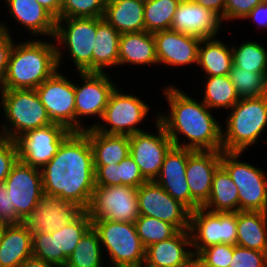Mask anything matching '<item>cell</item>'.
<instances>
[{"mask_svg": "<svg viewBox=\"0 0 267 267\" xmlns=\"http://www.w3.org/2000/svg\"><path fill=\"white\" fill-rule=\"evenodd\" d=\"M179 2H192V0H177Z\"/></svg>", "mask_w": 267, "mask_h": 267, "instance_id": "cell-56", "label": "cell"}, {"mask_svg": "<svg viewBox=\"0 0 267 267\" xmlns=\"http://www.w3.org/2000/svg\"><path fill=\"white\" fill-rule=\"evenodd\" d=\"M117 168V185L138 188L147 181L131 155L123 159Z\"/></svg>", "mask_w": 267, "mask_h": 267, "instance_id": "cell-43", "label": "cell"}, {"mask_svg": "<svg viewBox=\"0 0 267 267\" xmlns=\"http://www.w3.org/2000/svg\"><path fill=\"white\" fill-rule=\"evenodd\" d=\"M153 117L155 132L146 130L129 136L130 155L147 181H155L166 154L174 146L164 126L158 121V112Z\"/></svg>", "mask_w": 267, "mask_h": 267, "instance_id": "cell-13", "label": "cell"}, {"mask_svg": "<svg viewBox=\"0 0 267 267\" xmlns=\"http://www.w3.org/2000/svg\"><path fill=\"white\" fill-rule=\"evenodd\" d=\"M266 0H226L225 23L243 19L260 3Z\"/></svg>", "mask_w": 267, "mask_h": 267, "instance_id": "cell-47", "label": "cell"}, {"mask_svg": "<svg viewBox=\"0 0 267 267\" xmlns=\"http://www.w3.org/2000/svg\"><path fill=\"white\" fill-rule=\"evenodd\" d=\"M222 151H194L186 164L191 197L202 207L209 199L212 180L221 165Z\"/></svg>", "mask_w": 267, "mask_h": 267, "instance_id": "cell-22", "label": "cell"}, {"mask_svg": "<svg viewBox=\"0 0 267 267\" xmlns=\"http://www.w3.org/2000/svg\"><path fill=\"white\" fill-rule=\"evenodd\" d=\"M19 267H56L50 263L44 262L42 259L31 256L24 260Z\"/></svg>", "mask_w": 267, "mask_h": 267, "instance_id": "cell-53", "label": "cell"}, {"mask_svg": "<svg viewBox=\"0 0 267 267\" xmlns=\"http://www.w3.org/2000/svg\"><path fill=\"white\" fill-rule=\"evenodd\" d=\"M183 267H206L205 264L198 258V256L193 255V257L183 266Z\"/></svg>", "mask_w": 267, "mask_h": 267, "instance_id": "cell-54", "label": "cell"}, {"mask_svg": "<svg viewBox=\"0 0 267 267\" xmlns=\"http://www.w3.org/2000/svg\"><path fill=\"white\" fill-rule=\"evenodd\" d=\"M243 20L255 22L260 29H267V0L258 4Z\"/></svg>", "mask_w": 267, "mask_h": 267, "instance_id": "cell-50", "label": "cell"}, {"mask_svg": "<svg viewBox=\"0 0 267 267\" xmlns=\"http://www.w3.org/2000/svg\"><path fill=\"white\" fill-rule=\"evenodd\" d=\"M33 256L57 267L55 231L32 235Z\"/></svg>", "mask_w": 267, "mask_h": 267, "instance_id": "cell-42", "label": "cell"}, {"mask_svg": "<svg viewBox=\"0 0 267 267\" xmlns=\"http://www.w3.org/2000/svg\"><path fill=\"white\" fill-rule=\"evenodd\" d=\"M144 2L106 0L103 18L120 34L145 31Z\"/></svg>", "mask_w": 267, "mask_h": 267, "instance_id": "cell-28", "label": "cell"}, {"mask_svg": "<svg viewBox=\"0 0 267 267\" xmlns=\"http://www.w3.org/2000/svg\"><path fill=\"white\" fill-rule=\"evenodd\" d=\"M193 255L189 229L179 230L171 238L148 246L143 266L183 267Z\"/></svg>", "mask_w": 267, "mask_h": 267, "instance_id": "cell-24", "label": "cell"}, {"mask_svg": "<svg viewBox=\"0 0 267 267\" xmlns=\"http://www.w3.org/2000/svg\"><path fill=\"white\" fill-rule=\"evenodd\" d=\"M229 267H267V252L234 245V253Z\"/></svg>", "mask_w": 267, "mask_h": 267, "instance_id": "cell-44", "label": "cell"}, {"mask_svg": "<svg viewBox=\"0 0 267 267\" xmlns=\"http://www.w3.org/2000/svg\"><path fill=\"white\" fill-rule=\"evenodd\" d=\"M234 253V245L217 244L203 249L197 256L206 267H229Z\"/></svg>", "mask_w": 267, "mask_h": 267, "instance_id": "cell-41", "label": "cell"}, {"mask_svg": "<svg viewBox=\"0 0 267 267\" xmlns=\"http://www.w3.org/2000/svg\"><path fill=\"white\" fill-rule=\"evenodd\" d=\"M120 35L104 18H97V32L94 40L96 45H94L92 53V72H106L112 67L117 68Z\"/></svg>", "mask_w": 267, "mask_h": 267, "instance_id": "cell-29", "label": "cell"}, {"mask_svg": "<svg viewBox=\"0 0 267 267\" xmlns=\"http://www.w3.org/2000/svg\"><path fill=\"white\" fill-rule=\"evenodd\" d=\"M71 133V130L57 123L27 131L15 140L19 160L41 169L55 156Z\"/></svg>", "mask_w": 267, "mask_h": 267, "instance_id": "cell-15", "label": "cell"}, {"mask_svg": "<svg viewBox=\"0 0 267 267\" xmlns=\"http://www.w3.org/2000/svg\"><path fill=\"white\" fill-rule=\"evenodd\" d=\"M0 19V88L4 85V80L6 77L8 57L11 51V48L14 44L13 34L9 28V24H6L5 21ZM8 24V26H7Z\"/></svg>", "mask_w": 267, "mask_h": 267, "instance_id": "cell-46", "label": "cell"}, {"mask_svg": "<svg viewBox=\"0 0 267 267\" xmlns=\"http://www.w3.org/2000/svg\"><path fill=\"white\" fill-rule=\"evenodd\" d=\"M134 224L145 248L156 242L167 240L179 231L172 224L145 215H140Z\"/></svg>", "mask_w": 267, "mask_h": 267, "instance_id": "cell-39", "label": "cell"}, {"mask_svg": "<svg viewBox=\"0 0 267 267\" xmlns=\"http://www.w3.org/2000/svg\"><path fill=\"white\" fill-rule=\"evenodd\" d=\"M192 2L203 6L217 14L225 23V2L226 0H192Z\"/></svg>", "mask_w": 267, "mask_h": 267, "instance_id": "cell-51", "label": "cell"}, {"mask_svg": "<svg viewBox=\"0 0 267 267\" xmlns=\"http://www.w3.org/2000/svg\"><path fill=\"white\" fill-rule=\"evenodd\" d=\"M137 199L140 215L163 220L178 230L189 229L190 210L155 181H146L138 187Z\"/></svg>", "mask_w": 267, "mask_h": 267, "instance_id": "cell-16", "label": "cell"}, {"mask_svg": "<svg viewBox=\"0 0 267 267\" xmlns=\"http://www.w3.org/2000/svg\"><path fill=\"white\" fill-rule=\"evenodd\" d=\"M9 18L23 27L30 38H54L56 19L36 0H4Z\"/></svg>", "mask_w": 267, "mask_h": 267, "instance_id": "cell-23", "label": "cell"}, {"mask_svg": "<svg viewBox=\"0 0 267 267\" xmlns=\"http://www.w3.org/2000/svg\"><path fill=\"white\" fill-rule=\"evenodd\" d=\"M18 147L15 140L2 138L0 140V183L5 182L12 166L18 161Z\"/></svg>", "mask_w": 267, "mask_h": 267, "instance_id": "cell-45", "label": "cell"}, {"mask_svg": "<svg viewBox=\"0 0 267 267\" xmlns=\"http://www.w3.org/2000/svg\"><path fill=\"white\" fill-rule=\"evenodd\" d=\"M92 227L87 210H82L62 229L55 230L57 267H64L83 235Z\"/></svg>", "mask_w": 267, "mask_h": 267, "instance_id": "cell-33", "label": "cell"}, {"mask_svg": "<svg viewBox=\"0 0 267 267\" xmlns=\"http://www.w3.org/2000/svg\"><path fill=\"white\" fill-rule=\"evenodd\" d=\"M96 32L97 18L57 19L54 41L58 69L61 70V64L67 54L70 57L69 61L74 64L72 67L76 68V73L92 72V53L96 45L94 43Z\"/></svg>", "mask_w": 267, "mask_h": 267, "instance_id": "cell-6", "label": "cell"}, {"mask_svg": "<svg viewBox=\"0 0 267 267\" xmlns=\"http://www.w3.org/2000/svg\"><path fill=\"white\" fill-rule=\"evenodd\" d=\"M42 5L56 20L61 13L62 0H36Z\"/></svg>", "mask_w": 267, "mask_h": 267, "instance_id": "cell-52", "label": "cell"}, {"mask_svg": "<svg viewBox=\"0 0 267 267\" xmlns=\"http://www.w3.org/2000/svg\"><path fill=\"white\" fill-rule=\"evenodd\" d=\"M106 0H62L59 18H103Z\"/></svg>", "mask_w": 267, "mask_h": 267, "instance_id": "cell-40", "label": "cell"}, {"mask_svg": "<svg viewBox=\"0 0 267 267\" xmlns=\"http://www.w3.org/2000/svg\"><path fill=\"white\" fill-rule=\"evenodd\" d=\"M233 66L253 73H267V48L260 42L247 40L232 43Z\"/></svg>", "mask_w": 267, "mask_h": 267, "instance_id": "cell-36", "label": "cell"}, {"mask_svg": "<svg viewBox=\"0 0 267 267\" xmlns=\"http://www.w3.org/2000/svg\"><path fill=\"white\" fill-rule=\"evenodd\" d=\"M124 65H134V67L158 65L155 39L152 33L141 31L120 35L118 66Z\"/></svg>", "mask_w": 267, "mask_h": 267, "instance_id": "cell-26", "label": "cell"}, {"mask_svg": "<svg viewBox=\"0 0 267 267\" xmlns=\"http://www.w3.org/2000/svg\"><path fill=\"white\" fill-rule=\"evenodd\" d=\"M156 57L160 66L183 67L198 64L201 38L172 29L153 33ZM195 64V65H194Z\"/></svg>", "mask_w": 267, "mask_h": 267, "instance_id": "cell-19", "label": "cell"}, {"mask_svg": "<svg viewBox=\"0 0 267 267\" xmlns=\"http://www.w3.org/2000/svg\"><path fill=\"white\" fill-rule=\"evenodd\" d=\"M193 150L173 146L164 158L155 179L168 194L184 204L190 211L201 207L190 194L186 178V164Z\"/></svg>", "mask_w": 267, "mask_h": 267, "instance_id": "cell-20", "label": "cell"}, {"mask_svg": "<svg viewBox=\"0 0 267 267\" xmlns=\"http://www.w3.org/2000/svg\"><path fill=\"white\" fill-rule=\"evenodd\" d=\"M83 133L91 144L94 166L119 164L130 155L129 135L104 134L94 128Z\"/></svg>", "mask_w": 267, "mask_h": 267, "instance_id": "cell-27", "label": "cell"}, {"mask_svg": "<svg viewBox=\"0 0 267 267\" xmlns=\"http://www.w3.org/2000/svg\"><path fill=\"white\" fill-rule=\"evenodd\" d=\"M138 1H141V2L145 3V2H148L149 0H138Z\"/></svg>", "mask_w": 267, "mask_h": 267, "instance_id": "cell-57", "label": "cell"}, {"mask_svg": "<svg viewBox=\"0 0 267 267\" xmlns=\"http://www.w3.org/2000/svg\"><path fill=\"white\" fill-rule=\"evenodd\" d=\"M5 183L11 204L15 206L17 216L23 221L44 196L41 171L18 159Z\"/></svg>", "mask_w": 267, "mask_h": 267, "instance_id": "cell-17", "label": "cell"}, {"mask_svg": "<svg viewBox=\"0 0 267 267\" xmlns=\"http://www.w3.org/2000/svg\"><path fill=\"white\" fill-rule=\"evenodd\" d=\"M244 152L222 151L221 165L238 188L239 211L267 212V170L240 160Z\"/></svg>", "mask_w": 267, "mask_h": 267, "instance_id": "cell-8", "label": "cell"}, {"mask_svg": "<svg viewBox=\"0 0 267 267\" xmlns=\"http://www.w3.org/2000/svg\"><path fill=\"white\" fill-rule=\"evenodd\" d=\"M117 165L94 166L96 186L117 185Z\"/></svg>", "mask_w": 267, "mask_h": 267, "instance_id": "cell-49", "label": "cell"}, {"mask_svg": "<svg viewBox=\"0 0 267 267\" xmlns=\"http://www.w3.org/2000/svg\"><path fill=\"white\" fill-rule=\"evenodd\" d=\"M236 245L267 252V212H237Z\"/></svg>", "mask_w": 267, "mask_h": 267, "instance_id": "cell-31", "label": "cell"}, {"mask_svg": "<svg viewBox=\"0 0 267 267\" xmlns=\"http://www.w3.org/2000/svg\"><path fill=\"white\" fill-rule=\"evenodd\" d=\"M0 114H1V105H0ZM0 116H1V115H0ZM0 120H1V118H0ZM0 124H1V122H0ZM2 138H4V135H3V132H2V128H1V126H0V140H1Z\"/></svg>", "mask_w": 267, "mask_h": 267, "instance_id": "cell-55", "label": "cell"}, {"mask_svg": "<svg viewBox=\"0 0 267 267\" xmlns=\"http://www.w3.org/2000/svg\"><path fill=\"white\" fill-rule=\"evenodd\" d=\"M31 256L32 234L23 223L0 226V267H19Z\"/></svg>", "mask_w": 267, "mask_h": 267, "instance_id": "cell-25", "label": "cell"}, {"mask_svg": "<svg viewBox=\"0 0 267 267\" xmlns=\"http://www.w3.org/2000/svg\"><path fill=\"white\" fill-rule=\"evenodd\" d=\"M36 92L53 123L75 132V91L73 79L57 70Z\"/></svg>", "mask_w": 267, "mask_h": 267, "instance_id": "cell-14", "label": "cell"}, {"mask_svg": "<svg viewBox=\"0 0 267 267\" xmlns=\"http://www.w3.org/2000/svg\"><path fill=\"white\" fill-rule=\"evenodd\" d=\"M0 105L5 138L16 140L29 130L53 123L35 89L0 90Z\"/></svg>", "mask_w": 267, "mask_h": 267, "instance_id": "cell-5", "label": "cell"}, {"mask_svg": "<svg viewBox=\"0 0 267 267\" xmlns=\"http://www.w3.org/2000/svg\"><path fill=\"white\" fill-rule=\"evenodd\" d=\"M104 255L99 236L91 227L80 239L64 267H105Z\"/></svg>", "mask_w": 267, "mask_h": 267, "instance_id": "cell-35", "label": "cell"}, {"mask_svg": "<svg viewBox=\"0 0 267 267\" xmlns=\"http://www.w3.org/2000/svg\"><path fill=\"white\" fill-rule=\"evenodd\" d=\"M27 39L14 41L0 90L36 89L59 70L54 38Z\"/></svg>", "mask_w": 267, "mask_h": 267, "instance_id": "cell-3", "label": "cell"}, {"mask_svg": "<svg viewBox=\"0 0 267 267\" xmlns=\"http://www.w3.org/2000/svg\"><path fill=\"white\" fill-rule=\"evenodd\" d=\"M162 90L168 109L158 111V121L173 145L193 151H222V123L214 111L176 85L168 83Z\"/></svg>", "mask_w": 267, "mask_h": 267, "instance_id": "cell-2", "label": "cell"}, {"mask_svg": "<svg viewBox=\"0 0 267 267\" xmlns=\"http://www.w3.org/2000/svg\"><path fill=\"white\" fill-rule=\"evenodd\" d=\"M202 207L211 212L239 211L238 188L222 165L214 173L209 199Z\"/></svg>", "mask_w": 267, "mask_h": 267, "instance_id": "cell-32", "label": "cell"}, {"mask_svg": "<svg viewBox=\"0 0 267 267\" xmlns=\"http://www.w3.org/2000/svg\"><path fill=\"white\" fill-rule=\"evenodd\" d=\"M189 231L196 256L213 245H236L237 212H211L199 207L190 211Z\"/></svg>", "mask_w": 267, "mask_h": 267, "instance_id": "cell-11", "label": "cell"}, {"mask_svg": "<svg viewBox=\"0 0 267 267\" xmlns=\"http://www.w3.org/2000/svg\"><path fill=\"white\" fill-rule=\"evenodd\" d=\"M224 25L213 11L194 2H180L171 29L205 39L220 35Z\"/></svg>", "mask_w": 267, "mask_h": 267, "instance_id": "cell-21", "label": "cell"}, {"mask_svg": "<svg viewBox=\"0 0 267 267\" xmlns=\"http://www.w3.org/2000/svg\"><path fill=\"white\" fill-rule=\"evenodd\" d=\"M78 75L80 84L74 82L75 132H83L94 128L100 122L117 81L113 82L114 79L108 72H79ZM91 117L97 118L92 125H86V118Z\"/></svg>", "mask_w": 267, "mask_h": 267, "instance_id": "cell-9", "label": "cell"}, {"mask_svg": "<svg viewBox=\"0 0 267 267\" xmlns=\"http://www.w3.org/2000/svg\"><path fill=\"white\" fill-rule=\"evenodd\" d=\"M229 77L240 99L267 95V73H250L232 65Z\"/></svg>", "mask_w": 267, "mask_h": 267, "instance_id": "cell-38", "label": "cell"}, {"mask_svg": "<svg viewBox=\"0 0 267 267\" xmlns=\"http://www.w3.org/2000/svg\"><path fill=\"white\" fill-rule=\"evenodd\" d=\"M81 211L82 209L71 201L44 194L22 223L32 235L52 233L66 226Z\"/></svg>", "mask_w": 267, "mask_h": 267, "instance_id": "cell-18", "label": "cell"}, {"mask_svg": "<svg viewBox=\"0 0 267 267\" xmlns=\"http://www.w3.org/2000/svg\"><path fill=\"white\" fill-rule=\"evenodd\" d=\"M103 253L110 267H141L145 261L146 248L139 238L134 222L110 220L92 221ZM110 262V263H108Z\"/></svg>", "mask_w": 267, "mask_h": 267, "instance_id": "cell-7", "label": "cell"}, {"mask_svg": "<svg viewBox=\"0 0 267 267\" xmlns=\"http://www.w3.org/2000/svg\"><path fill=\"white\" fill-rule=\"evenodd\" d=\"M43 193L87 210L95 189L93 151L83 132H72L41 169Z\"/></svg>", "mask_w": 267, "mask_h": 267, "instance_id": "cell-1", "label": "cell"}, {"mask_svg": "<svg viewBox=\"0 0 267 267\" xmlns=\"http://www.w3.org/2000/svg\"><path fill=\"white\" fill-rule=\"evenodd\" d=\"M87 212L91 221L135 222L140 216L137 188L124 185L95 186Z\"/></svg>", "mask_w": 267, "mask_h": 267, "instance_id": "cell-12", "label": "cell"}, {"mask_svg": "<svg viewBox=\"0 0 267 267\" xmlns=\"http://www.w3.org/2000/svg\"><path fill=\"white\" fill-rule=\"evenodd\" d=\"M23 221L17 216L16 208L6 188V183H0V226L20 224Z\"/></svg>", "mask_w": 267, "mask_h": 267, "instance_id": "cell-48", "label": "cell"}, {"mask_svg": "<svg viewBox=\"0 0 267 267\" xmlns=\"http://www.w3.org/2000/svg\"><path fill=\"white\" fill-rule=\"evenodd\" d=\"M222 125V151L246 152L267 129V95L241 98Z\"/></svg>", "mask_w": 267, "mask_h": 267, "instance_id": "cell-4", "label": "cell"}, {"mask_svg": "<svg viewBox=\"0 0 267 267\" xmlns=\"http://www.w3.org/2000/svg\"><path fill=\"white\" fill-rule=\"evenodd\" d=\"M204 91L202 102L212 111L214 110H230L239 100L240 97L230 80L229 75L226 76H208L200 79Z\"/></svg>", "mask_w": 267, "mask_h": 267, "instance_id": "cell-34", "label": "cell"}, {"mask_svg": "<svg viewBox=\"0 0 267 267\" xmlns=\"http://www.w3.org/2000/svg\"><path fill=\"white\" fill-rule=\"evenodd\" d=\"M132 94L116 86L110 94L100 122L94 129L104 134L129 136L146 131L142 129L141 124L148 118L151 107L140 95L138 97Z\"/></svg>", "mask_w": 267, "mask_h": 267, "instance_id": "cell-10", "label": "cell"}, {"mask_svg": "<svg viewBox=\"0 0 267 267\" xmlns=\"http://www.w3.org/2000/svg\"><path fill=\"white\" fill-rule=\"evenodd\" d=\"M180 4L177 0H149L144 3L145 31L156 33L169 30L172 21Z\"/></svg>", "mask_w": 267, "mask_h": 267, "instance_id": "cell-37", "label": "cell"}, {"mask_svg": "<svg viewBox=\"0 0 267 267\" xmlns=\"http://www.w3.org/2000/svg\"><path fill=\"white\" fill-rule=\"evenodd\" d=\"M219 37L201 40L197 66L201 68L203 77L229 75L233 65L232 48Z\"/></svg>", "mask_w": 267, "mask_h": 267, "instance_id": "cell-30", "label": "cell"}]
</instances>
